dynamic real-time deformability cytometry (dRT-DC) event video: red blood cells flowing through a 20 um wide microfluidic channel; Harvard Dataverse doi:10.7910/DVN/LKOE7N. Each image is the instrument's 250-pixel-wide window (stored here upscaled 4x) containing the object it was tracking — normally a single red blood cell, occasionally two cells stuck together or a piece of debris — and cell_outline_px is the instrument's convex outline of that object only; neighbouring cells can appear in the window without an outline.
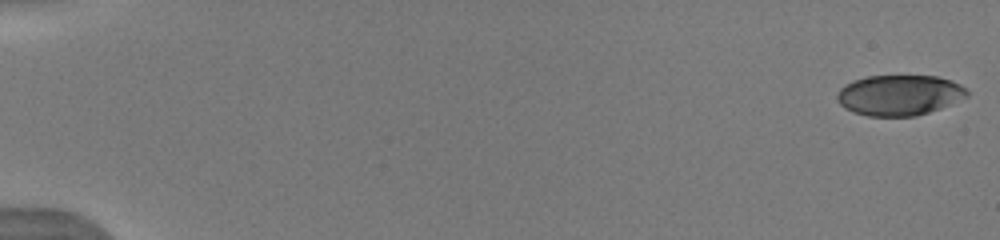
{"species": "human", "species_latin": "Homo sapiens", "temperature_condition": "warm", "stored_images_in_passage": 38, "camera_frame_rate_fps": 3000, "um_per_image_px": 0.085, "donor": {"sex": "male"}, "frame": {"image": 1, "passage_image": 1, "time_ms": 0.0, "image_size_px": [1000, 240], "cell_outline_px": [[968, 96], [940, 108], [916, 116], [868, 116], [852, 112], [844, 108], [836, 100], [836, 96], [840, 88], [844, 84], [852, 80], [868, 76], [936, 76], [952, 80], [960, 84], [968, 92]], "centroid_in_image_um": [76.4, 8.08], "position_along_channel_um": 8.6, "area_um2": 30.75}}
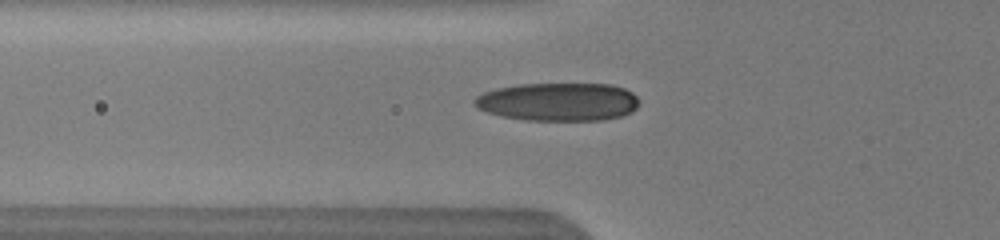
{"frame": {"image": 2, "passage_image": 14, "time_ms": 6.333, "image_size_px": [1000, 240], "cell_outline_px": [[640, 104], [632, 112], [624, 116], [604, 120], [528, 120], [500, 116], [476, 108], [472, 104], [472, 100], [476, 96], [484, 92], [496, 88], [520, 84], [612, 84], [624, 88], [632, 92], [640, 100]], "centroid_in_image_um": [47.46, 8.65], "position_along_channel_um": 78.3, "area_um2": 37.11}}
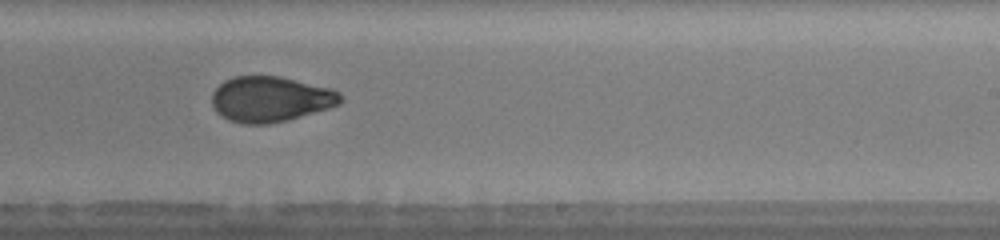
{"frame": {"image": 3, "passage_image": 25, "time_ms": 11.0, "image_size_px": [1000, 240], "cell_outline_px": [[344, 100], [340, 104], [328, 108], [288, 120], [268, 124], [240, 124], [228, 120], [220, 116], [216, 112], [212, 104], [212, 92], [224, 80], [236, 76], [280, 76], [332, 88], [340, 92], [344, 96]], "centroid_in_image_um": [23.0, 8.43], "position_along_channel_um": 266.0, "area_um2": 34.51}, "authors_computed_cell_mechanics": {"area_um2": 34.1598, "velocity_mm_per_s": 4.0143, "shape_relaxation_time_tau1_ms": 6.1795, "shape_relaxation_time_tau2_ms": 1.5209, "deformation_change_tau1": 0.22, "deformation_change_tau2": 0.0627}}